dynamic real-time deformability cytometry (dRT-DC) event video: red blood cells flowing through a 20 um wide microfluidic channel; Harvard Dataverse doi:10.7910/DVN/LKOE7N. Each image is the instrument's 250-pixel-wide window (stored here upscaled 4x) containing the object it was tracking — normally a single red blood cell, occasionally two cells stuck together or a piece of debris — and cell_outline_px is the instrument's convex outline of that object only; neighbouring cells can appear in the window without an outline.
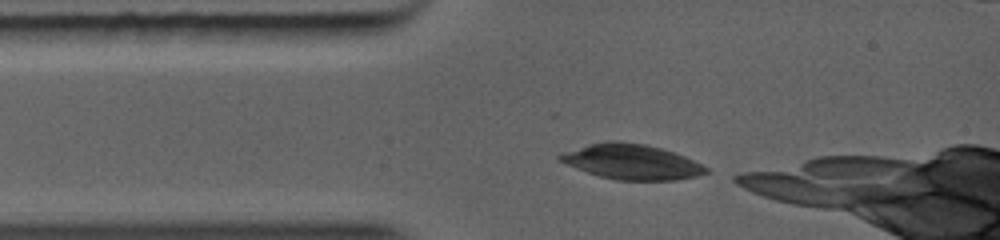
{"species": "common noctule bat (a hibernating species)", "species_latin": "Nyctalus noctula", "temperature_condition": "warm", "stored_images_in_passage": 6, "camera_frame_rate_fps": 5000, "um_per_image_px": 0.085, "animal": {"sex": "female", "body_mass_g": 19.0, "forearm_length_mm": 56.7}, "frame": {"image": 1, "passage_image": 1, "time_ms": 0.0, "image_size_px": [1000, 240], "cell_outline_px": [[712, 172], [676, 180], [616, 180], [600, 176], [576, 168], [560, 160], [556, 156], [564, 152], [588, 144], [604, 140], [620, 140], [644, 144], [660, 148], [684, 156], [708, 168]], "centroid_in_image_um": [53.68, 13.74], "position_along_channel_um": 31.3, "area_um2": 29.71}}
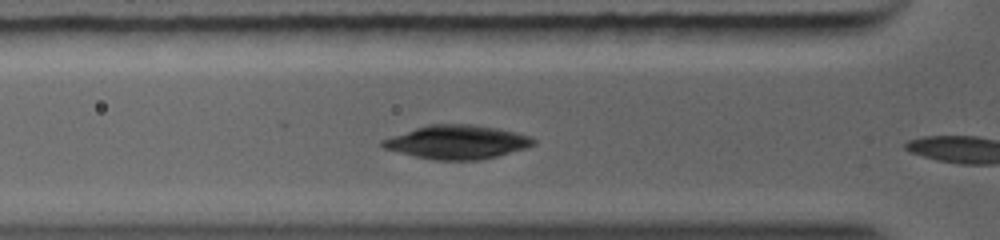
{"frame": {"image": 2, "passage_image": 5, "time_ms": 1.4, "image_size_px": [1000, 240], "cell_outline_px": [[536, 144], [528, 148], [480, 160], [432, 160], [384, 148], [380, 144], [380, 140], [428, 124], [472, 124], [496, 128], [516, 132], [532, 136], [536, 140]], "centroid_in_image_um": [38.9, 12.07], "position_along_channel_um": 86.9, "area_um2": 29.65}}